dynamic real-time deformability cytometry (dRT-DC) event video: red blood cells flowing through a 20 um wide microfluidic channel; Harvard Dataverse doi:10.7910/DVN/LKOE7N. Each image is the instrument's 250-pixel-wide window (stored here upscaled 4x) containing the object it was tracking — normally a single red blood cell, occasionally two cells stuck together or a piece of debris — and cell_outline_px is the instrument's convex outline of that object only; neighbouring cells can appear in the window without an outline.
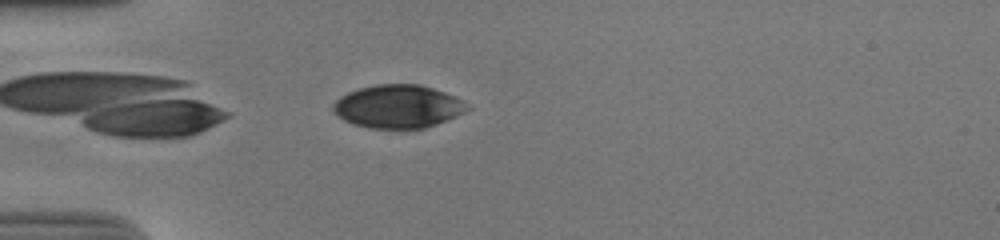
{"species": "human", "species_latin": "Homo sapiens", "temperature_condition": "cold", "stored_images_in_passage": 41, "camera_frame_rate_fps": 3000, "um_per_image_px": 0.085, "donor": {"sex": "male"}, "frame": {"image": 1, "passage_image": 3, "time_ms": 0.667, "image_size_px": [1000, 240], "cell_outline_px": [[472, 108], [436, 124], [424, 128], [368, 128], [352, 124], [344, 120], [332, 112], [332, 104], [340, 96], [348, 92], [360, 88], [376, 84], [420, 84], [444, 92], [460, 100]], "centroid_in_image_um": [33.76, 9.05], "position_along_channel_um": 51.2, "area_um2": 33.52}}
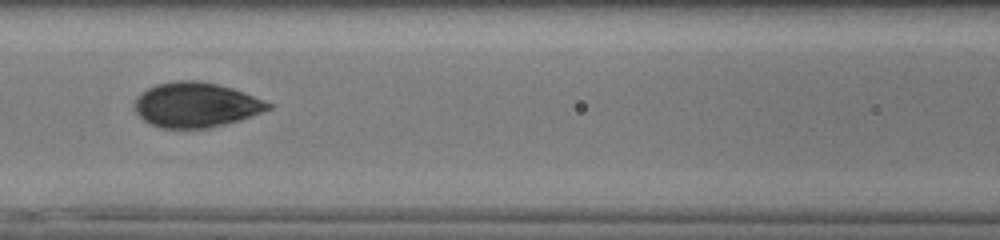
{"frame": {"image": 2, "passage_image": 12, "time_ms": 3.667, "image_size_px": [1000, 240], "cell_outline_px": [[272, 108], [252, 116], [240, 120], [208, 128], [160, 128], [144, 120], [136, 112], [136, 96], [148, 88], [156, 84], [180, 80], [196, 80], [216, 84], [232, 88], [244, 92], [264, 100], [272, 104]], "centroid_in_image_um": [16.67, 8.91], "position_along_channel_um": 149.9, "area_um2": 34.74}}
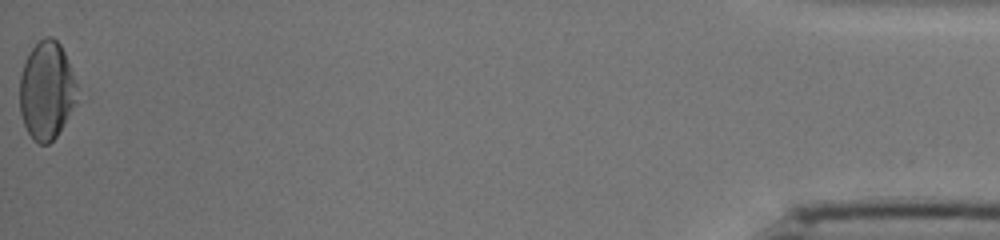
{"frame": {"image": 3, "passage_image": 41, "time_ms": 13.333, "image_size_px": [1000, 240], "cell_outline_px": [[76, 100], [56, 136], [48, 144], [40, 144], [32, 140], [24, 124], [20, 112], [20, 76], [24, 60], [28, 52], [44, 36], [52, 36], [60, 44], [64, 52], [72, 72], [76, 84]], "centroid_in_image_um": [3.92, 7.67], "position_along_channel_um": 431.3, "area_um2": 32.43}, "authors_computed_cell_mechanics": {"area_um2": 34.6222, "velocity_mm_per_s": 3.8406, "shape_relaxation_time_tau1_ms": 6.0868, "shape_relaxation_time_tau2_ms": null, "deformation_change_tau1": 0.1677, "deformation_change_tau2": null}}